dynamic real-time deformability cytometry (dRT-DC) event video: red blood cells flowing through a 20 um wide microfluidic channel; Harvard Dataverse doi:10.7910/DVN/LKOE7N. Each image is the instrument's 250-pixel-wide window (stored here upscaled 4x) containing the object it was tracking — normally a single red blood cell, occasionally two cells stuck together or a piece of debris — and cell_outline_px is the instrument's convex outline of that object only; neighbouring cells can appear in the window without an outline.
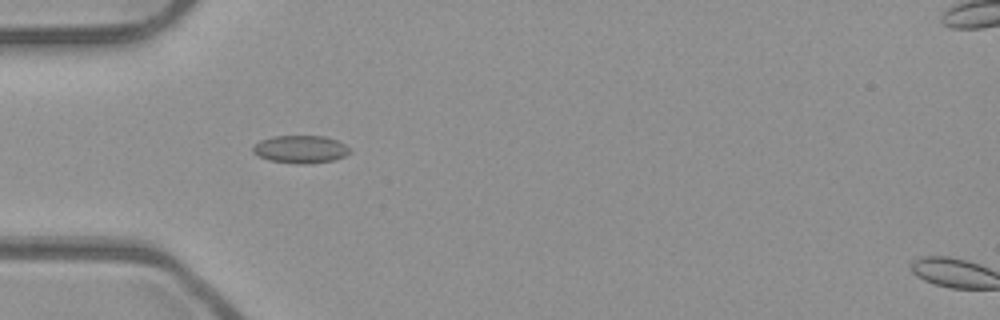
{"species": "common noctule bat (a hibernating species)", "species_latin": "Nyctalus noctula", "temperature_condition": "room temperature", "stored_images_in_passage": 12, "camera_frame_rate_fps": 3000, "um_per_image_px": 0.085, "animal": {"sex": "male", "body_mass_g": 23.1, "forearm_length_mm": 52.7}, "frame": {"image": 1, "passage_image": 6, "time_ms": 1.667, "image_size_px": [1000, 320], "cell_outline_px": [[352, 152], [336, 160], [304, 164], [296, 164], [268, 160], [252, 152], [252, 148], [260, 140], [272, 136], [324, 136], [336, 140], [344, 144]], "centroid_in_image_um": [25.54, 12.69], "position_along_channel_um": 59.5, "area_um2": 15.66}}
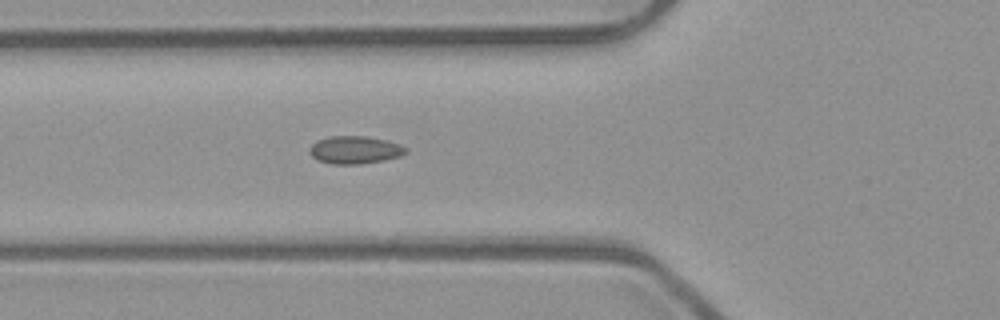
{"frame": {"image": 2, "passage_image": 9, "time_ms": 2.667, "image_size_px": [1000, 320], "cell_outline_px": [[408, 152], [400, 156], [384, 160], [360, 164], [332, 164], [320, 160], [312, 156], [308, 152], [308, 148], [316, 140], [332, 136], [364, 136], [384, 140], [408, 148]], "centroid_in_image_um": [30.13, 12.74], "position_along_channel_um": 95.7, "area_um2": 15.43}}